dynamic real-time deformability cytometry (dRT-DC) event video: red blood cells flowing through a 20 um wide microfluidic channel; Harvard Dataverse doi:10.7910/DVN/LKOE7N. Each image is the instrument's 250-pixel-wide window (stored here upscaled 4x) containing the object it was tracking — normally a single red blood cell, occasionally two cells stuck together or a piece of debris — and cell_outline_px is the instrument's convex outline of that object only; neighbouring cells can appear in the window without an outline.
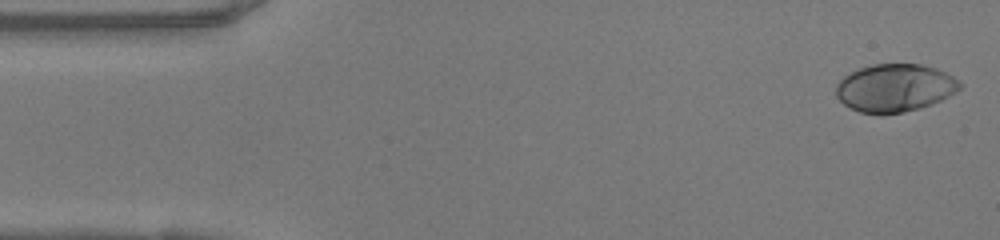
{"species": "human", "species_latin": "Homo sapiens", "temperature_condition": "warm", "stored_images_in_passage": 48, "camera_frame_rate_fps": 3000, "um_per_image_px": 0.085, "donor": {"sex": "female"}, "frame": {"image": 1, "passage_image": 1, "time_ms": 0.0, "image_size_px": [1000, 240], "cell_outline_px": [[964, 84], [956, 92], [940, 100], [920, 108], [904, 112], [860, 112], [844, 104], [836, 96], [836, 84], [844, 76], [860, 68], [872, 64], [920, 64], [936, 68], [960, 80]], "centroid_in_image_um": [76.08, 7.44], "position_along_channel_um": 8.9, "area_um2": 34.1}}
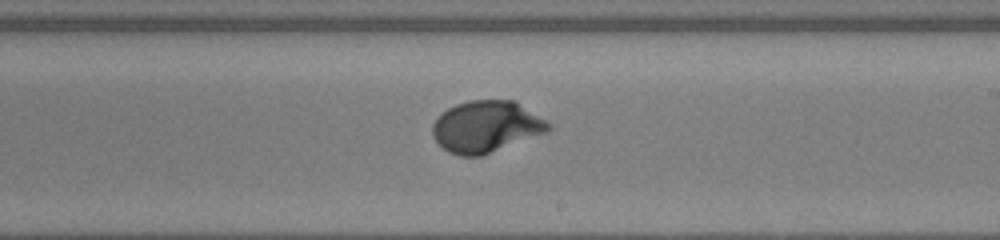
{"frame": {"image": 2, "passage_image": 27, "time_ms": 8.667, "image_size_px": [1000, 240], "cell_outline_px": [[552, 128], [548, 132], [480, 156], [460, 156], [448, 152], [432, 136], [432, 124], [436, 116], [448, 108], [456, 104], [468, 100], [512, 100], [552, 124]], "centroid_in_image_um": [41.3, 10.76], "position_along_channel_um": 247.7, "area_um2": 34.74}}
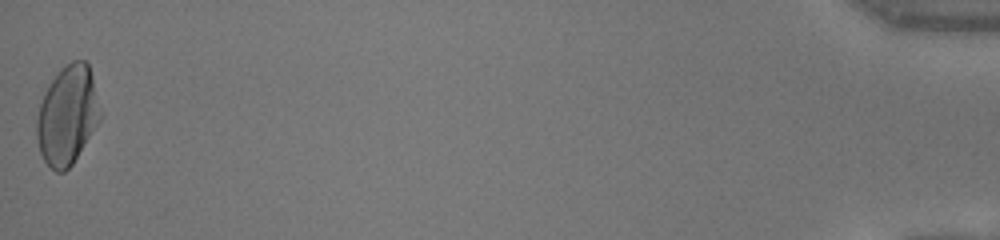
{"frame": {"image": 3, "passage_image": 48, "time_ms": 15.667, "image_size_px": [1000, 240], "cell_outline_px": [[104, 116], [72, 164], [64, 172], [56, 172], [44, 160], [40, 152], [36, 140], [36, 116], [44, 92], [48, 84], [60, 68], [72, 60], [84, 60], [88, 64], [92, 76]], "centroid_in_image_um": [5.75, 9.78], "position_along_channel_um": 429.5, "area_um2": 37.11}, "authors_computed_cell_mechanics": {"area_um2": 34.0153, "velocity_mm_per_s": 4.1283, "shape_relaxation_time_tau1_ms": 3.449, "shape_relaxation_time_tau2_ms": null, "deformation_change_tau1": 0.2005, "deformation_change_tau2": null}}